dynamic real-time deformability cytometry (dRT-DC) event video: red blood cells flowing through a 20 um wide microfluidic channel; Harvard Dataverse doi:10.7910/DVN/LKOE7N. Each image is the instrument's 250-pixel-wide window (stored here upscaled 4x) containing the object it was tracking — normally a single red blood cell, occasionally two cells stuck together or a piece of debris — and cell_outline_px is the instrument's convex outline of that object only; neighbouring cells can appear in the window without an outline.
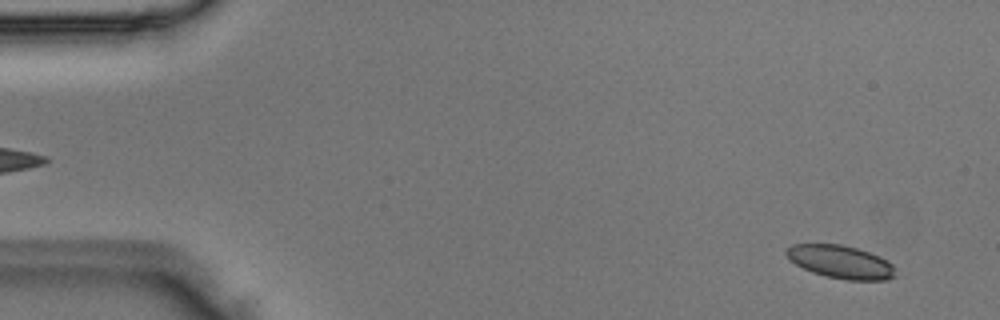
{"species": "Egyptian fruit bat (a non-hibernating species)", "species_latin": "Rousettus aegyptiacus", "temperature_condition": "room temperature", "stored_images_in_passage": 5, "camera_frame_rate_fps": 3000, "um_per_image_px": 0.085, "animal": {"sex": "male"}, "frame": {"image": 1, "passage_image": 5, "time_ms": 1.333, "image_size_px": [1000, 320], "cell_outline_px": [[896, 276], [884, 280], [848, 280], [824, 276], [812, 272], [788, 260], [784, 252], [792, 244], [840, 244], [856, 248], [880, 256], [888, 260], [892, 264]], "centroid_in_image_um": [71.44, 22.26], "position_along_channel_um": 13.6, "area_um2": 21.04}}